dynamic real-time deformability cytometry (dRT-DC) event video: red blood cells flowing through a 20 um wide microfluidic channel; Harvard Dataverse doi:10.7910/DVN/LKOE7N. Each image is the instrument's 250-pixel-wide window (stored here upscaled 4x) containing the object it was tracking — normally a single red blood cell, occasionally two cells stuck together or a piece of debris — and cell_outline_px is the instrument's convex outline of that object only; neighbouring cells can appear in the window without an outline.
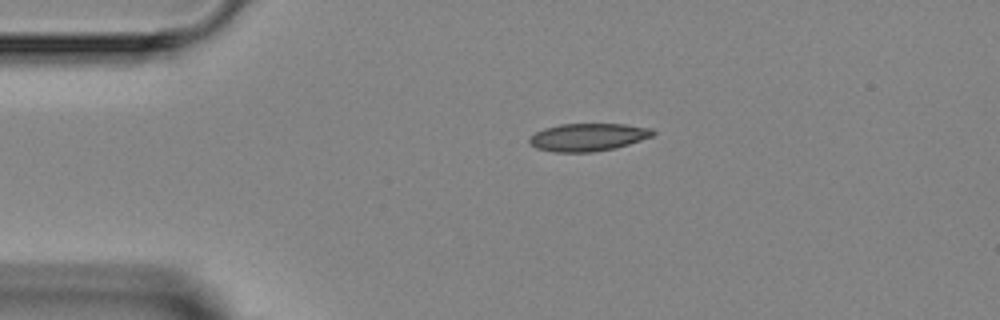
{"species": "Egyptian fruit bat (a non-hibernating species)", "species_latin": "Rousettus aegyptiacus", "temperature_condition": "room temperature", "stored_images_in_passage": 2, "camera_frame_rate_fps": 3000, "um_per_image_px": 0.085, "animal": {"sex": "female"}, "frame": {"image": 1, "passage_image": 1, "time_ms": 0.0, "image_size_px": [1000, 320], "cell_outline_px": [[656, 132], [652, 136], [616, 148], [592, 152], [556, 152], [536, 148], [528, 140], [536, 132], [544, 128], [560, 124], [624, 124], [652, 128]], "centroid_in_image_um": [50.0, 11.65], "position_along_channel_um": 35.0, "area_um2": 19.83}}